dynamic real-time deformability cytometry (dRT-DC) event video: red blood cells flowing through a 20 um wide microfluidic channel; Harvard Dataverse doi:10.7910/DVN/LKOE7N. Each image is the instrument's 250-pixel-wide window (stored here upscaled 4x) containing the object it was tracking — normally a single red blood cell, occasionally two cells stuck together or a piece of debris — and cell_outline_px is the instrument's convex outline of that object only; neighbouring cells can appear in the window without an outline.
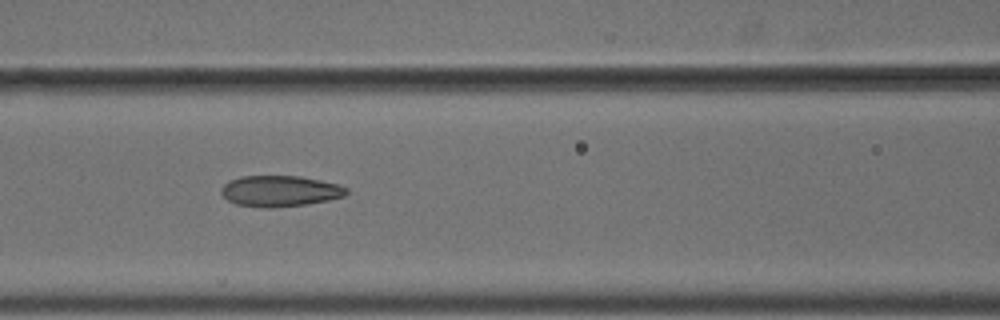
{"species": "common noctule bat (a hibernating species)", "species_latin": "Nyctalus noctula", "temperature_condition": "cold", "stored_images_in_passage": 11, "camera_frame_rate_fps": 3000, "um_per_image_px": 0.085, "animal": {"sex": "male", "body_mass_g": 18.8}, "frame": {"image": 1, "passage_image": 7, "time_ms": 2.0, "image_size_px": [1000, 320], "cell_outline_px": [[348, 192], [344, 196], [328, 200], [308, 204], [268, 208], [260, 208], [236, 204], [228, 200], [220, 192], [220, 188], [224, 184], [240, 176], [300, 176], [320, 180], [336, 184], [348, 188]], "centroid_in_image_um": [23.78, 16.24], "position_along_channel_um": 142.8, "area_um2": 22.6}}
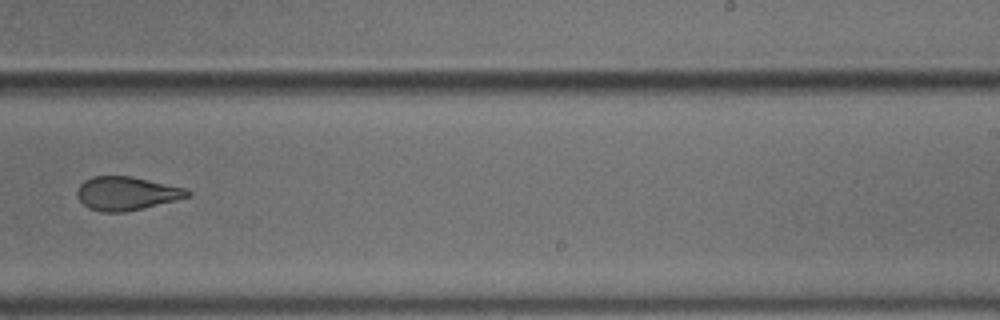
{"frame": {"image": 2, "passage_image": 10, "time_ms": 3.0, "image_size_px": [1000, 320], "cell_outline_px": [[192, 196], [176, 200], [124, 212], [100, 212], [88, 208], [76, 196], [76, 188], [84, 180], [92, 176], [132, 176], [188, 188], [192, 192]], "centroid_in_image_um": [10.76, 16.43], "position_along_channel_um": 278.2, "area_um2": 21.85}}
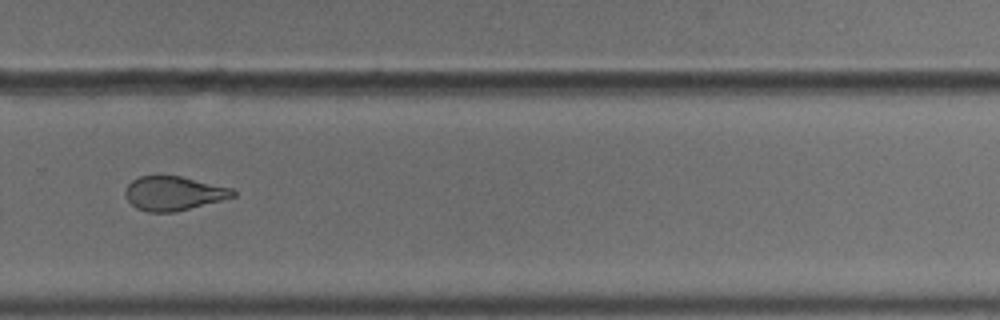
{"frame": {"image": 3, "passage_image": 11, "time_ms": 3.333, "image_size_px": [1000, 320], "cell_outline_px": [[236, 196], [224, 200], [176, 212], [148, 212], [136, 208], [128, 200], [124, 192], [128, 184], [132, 180], [140, 176], [180, 176], [232, 188], [236, 192]], "centroid_in_image_um": [14.78, 16.44], "position_along_channel_um": 315.0, "area_um2": 21.44}}